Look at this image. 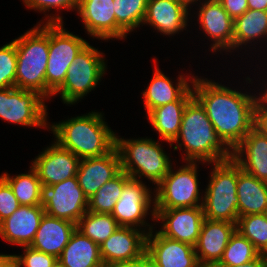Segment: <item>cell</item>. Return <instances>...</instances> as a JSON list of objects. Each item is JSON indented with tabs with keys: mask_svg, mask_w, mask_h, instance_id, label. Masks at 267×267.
Wrapping results in <instances>:
<instances>
[{
	"mask_svg": "<svg viewBox=\"0 0 267 267\" xmlns=\"http://www.w3.org/2000/svg\"><path fill=\"white\" fill-rule=\"evenodd\" d=\"M177 85L171 82L169 77L155 66L154 76L149 86L143 92L144 106L147 114L154 108L165 105L174 101H178L191 86L182 75L178 77Z\"/></svg>",
	"mask_w": 267,
	"mask_h": 267,
	"instance_id": "28",
	"label": "cell"
},
{
	"mask_svg": "<svg viewBox=\"0 0 267 267\" xmlns=\"http://www.w3.org/2000/svg\"><path fill=\"white\" fill-rule=\"evenodd\" d=\"M76 224L44 214L30 246L58 258L70 240Z\"/></svg>",
	"mask_w": 267,
	"mask_h": 267,
	"instance_id": "24",
	"label": "cell"
},
{
	"mask_svg": "<svg viewBox=\"0 0 267 267\" xmlns=\"http://www.w3.org/2000/svg\"><path fill=\"white\" fill-rule=\"evenodd\" d=\"M263 96L260 95V98L267 103V89L265 90V93L262 94Z\"/></svg>",
	"mask_w": 267,
	"mask_h": 267,
	"instance_id": "47",
	"label": "cell"
},
{
	"mask_svg": "<svg viewBox=\"0 0 267 267\" xmlns=\"http://www.w3.org/2000/svg\"><path fill=\"white\" fill-rule=\"evenodd\" d=\"M146 237V253L156 267H202L195 247L163 236L159 231L153 235L149 227Z\"/></svg>",
	"mask_w": 267,
	"mask_h": 267,
	"instance_id": "13",
	"label": "cell"
},
{
	"mask_svg": "<svg viewBox=\"0 0 267 267\" xmlns=\"http://www.w3.org/2000/svg\"><path fill=\"white\" fill-rule=\"evenodd\" d=\"M57 261L63 267H105L99 245L75 229Z\"/></svg>",
	"mask_w": 267,
	"mask_h": 267,
	"instance_id": "27",
	"label": "cell"
},
{
	"mask_svg": "<svg viewBox=\"0 0 267 267\" xmlns=\"http://www.w3.org/2000/svg\"><path fill=\"white\" fill-rule=\"evenodd\" d=\"M213 267H267V262L263 259L262 255L260 254L254 260L241 264L239 266H213Z\"/></svg>",
	"mask_w": 267,
	"mask_h": 267,
	"instance_id": "42",
	"label": "cell"
},
{
	"mask_svg": "<svg viewBox=\"0 0 267 267\" xmlns=\"http://www.w3.org/2000/svg\"><path fill=\"white\" fill-rule=\"evenodd\" d=\"M261 37L267 38V11L248 9L234 20L233 50Z\"/></svg>",
	"mask_w": 267,
	"mask_h": 267,
	"instance_id": "29",
	"label": "cell"
},
{
	"mask_svg": "<svg viewBox=\"0 0 267 267\" xmlns=\"http://www.w3.org/2000/svg\"><path fill=\"white\" fill-rule=\"evenodd\" d=\"M77 5H79L83 0H73Z\"/></svg>",
	"mask_w": 267,
	"mask_h": 267,
	"instance_id": "51",
	"label": "cell"
},
{
	"mask_svg": "<svg viewBox=\"0 0 267 267\" xmlns=\"http://www.w3.org/2000/svg\"><path fill=\"white\" fill-rule=\"evenodd\" d=\"M193 97V89L190 88L178 101L158 106L147 114L160 138L169 142L170 146L178 136L185 106Z\"/></svg>",
	"mask_w": 267,
	"mask_h": 267,
	"instance_id": "25",
	"label": "cell"
},
{
	"mask_svg": "<svg viewBox=\"0 0 267 267\" xmlns=\"http://www.w3.org/2000/svg\"><path fill=\"white\" fill-rule=\"evenodd\" d=\"M254 128L267 136V103L260 97L254 107Z\"/></svg>",
	"mask_w": 267,
	"mask_h": 267,
	"instance_id": "40",
	"label": "cell"
},
{
	"mask_svg": "<svg viewBox=\"0 0 267 267\" xmlns=\"http://www.w3.org/2000/svg\"><path fill=\"white\" fill-rule=\"evenodd\" d=\"M181 1L185 2L187 5H190L194 3L195 1H199V0H181Z\"/></svg>",
	"mask_w": 267,
	"mask_h": 267,
	"instance_id": "49",
	"label": "cell"
},
{
	"mask_svg": "<svg viewBox=\"0 0 267 267\" xmlns=\"http://www.w3.org/2000/svg\"><path fill=\"white\" fill-rule=\"evenodd\" d=\"M235 231L236 223L205 218L195 245L199 264L202 267L216 265Z\"/></svg>",
	"mask_w": 267,
	"mask_h": 267,
	"instance_id": "18",
	"label": "cell"
},
{
	"mask_svg": "<svg viewBox=\"0 0 267 267\" xmlns=\"http://www.w3.org/2000/svg\"><path fill=\"white\" fill-rule=\"evenodd\" d=\"M261 253L237 230L231 236L222 258L214 266H239L257 258Z\"/></svg>",
	"mask_w": 267,
	"mask_h": 267,
	"instance_id": "33",
	"label": "cell"
},
{
	"mask_svg": "<svg viewBox=\"0 0 267 267\" xmlns=\"http://www.w3.org/2000/svg\"><path fill=\"white\" fill-rule=\"evenodd\" d=\"M53 267H63V266L59 262H56V264H54Z\"/></svg>",
	"mask_w": 267,
	"mask_h": 267,
	"instance_id": "50",
	"label": "cell"
},
{
	"mask_svg": "<svg viewBox=\"0 0 267 267\" xmlns=\"http://www.w3.org/2000/svg\"><path fill=\"white\" fill-rule=\"evenodd\" d=\"M0 267H14L13 255L0 254Z\"/></svg>",
	"mask_w": 267,
	"mask_h": 267,
	"instance_id": "45",
	"label": "cell"
},
{
	"mask_svg": "<svg viewBox=\"0 0 267 267\" xmlns=\"http://www.w3.org/2000/svg\"><path fill=\"white\" fill-rule=\"evenodd\" d=\"M228 15L235 20L248 10L247 0H218Z\"/></svg>",
	"mask_w": 267,
	"mask_h": 267,
	"instance_id": "41",
	"label": "cell"
},
{
	"mask_svg": "<svg viewBox=\"0 0 267 267\" xmlns=\"http://www.w3.org/2000/svg\"><path fill=\"white\" fill-rule=\"evenodd\" d=\"M19 206L11 187L0 176V222L9 217Z\"/></svg>",
	"mask_w": 267,
	"mask_h": 267,
	"instance_id": "38",
	"label": "cell"
},
{
	"mask_svg": "<svg viewBox=\"0 0 267 267\" xmlns=\"http://www.w3.org/2000/svg\"><path fill=\"white\" fill-rule=\"evenodd\" d=\"M146 237L147 232L144 230L128 226L118 227L99 245L104 266L142 257L146 253Z\"/></svg>",
	"mask_w": 267,
	"mask_h": 267,
	"instance_id": "16",
	"label": "cell"
},
{
	"mask_svg": "<svg viewBox=\"0 0 267 267\" xmlns=\"http://www.w3.org/2000/svg\"><path fill=\"white\" fill-rule=\"evenodd\" d=\"M23 255H13L14 267H53L57 258L53 255L40 252L31 246H22Z\"/></svg>",
	"mask_w": 267,
	"mask_h": 267,
	"instance_id": "37",
	"label": "cell"
},
{
	"mask_svg": "<svg viewBox=\"0 0 267 267\" xmlns=\"http://www.w3.org/2000/svg\"><path fill=\"white\" fill-rule=\"evenodd\" d=\"M192 78L194 97L205 108L217 136L232 151L254 127L258 96L243 94L208 79L193 75Z\"/></svg>",
	"mask_w": 267,
	"mask_h": 267,
	"instance_id": "1",
	"label": "cell"
},
{
	"mask_svg": "<svg viewBox=\"0 0 267 267\" xmlns=\"http://www.w3.org/2000/svg\"><path fill=\"white\" fill-rule=\"evenodd\" d=\"M105 70L103 54L88 43L76 55L68 67L63 84L53 95L60 93L64 103L74 104L98 85Z\"/></svg>",
	"mask_w": 267,
	"mask_h": 267,
	"instance_id": "8",
	"label": "cell"
},
{
	"mask_svg": "<svg viewBox=\"0 0 267 267\" xmlns=\"http://www.w3.org/2000/svg\"><path fill=\"white\" fill-rule=\"evenodd\" d=\"M120 171V157L114 147L103 156L81 159L76 177L84 195L89 199Z\"/></svg>",
	"mask_w": 267,
	"mask_h": 267,
	"instance_id": "19",
	"label": "cell"
},
{
	"mask_svg": "<svg viewBox=\"0 0 267 267\" xmlns=\"http://www.w3.org/2000/svg\"><path fill=\"white\" fill-rule=\"evenodd\" d=\"M123 170L106 182L88 199V211L111 214L120 198L124 184L130 179Z\"/></svg>",
	"mask_w": 267,
	"mask_h": 267,
	"instance_id": "32",
	"label": "cell"
},
{
	"mask_svg": "<svg viewBox=\"0 0 267 267\" xmlns=\"http://www.w3.org/2000/svg\"><path fill=\"white\" fill-rule=\"evenodd\" d=\"M42 206L46 214L77 224L88 211V198L84 195L75 176L45 187Z\"/></svg>",
	"mask_w": 267,
	"mask_h": 267,
	"instance_id": "11",
	"label": "cell"
},
{
	"mask_svg": "<svg viewBox=\"0 0 267 267\" xmlns=\"http://www.w3.org/2000/svg\"><path fill=\"white\" fill-rule=\"evenodd\" d=\"M210 177L202 197L204 217L209 220L237 223L238 163L233 158L214 163Z\"/></svg>",
	"mask_w": 267,
	"mask_h": 267,
	"instance_id": "6",
	"label": "cell"
},
{
	"mask_svg": "<svg viewBox=\"0 0 267 267\" xmlns=\"http://www.w3.org/2000/svg\"><path fill=\"white\" fill-rule=\"evenodd\" d=\"M153 211L154 220L164 221L162 229L159 231L163 236L195 247L205 219L202 207Z\"/></svg>",
	"mask_w": 267,
	"mask_h": 267,
	"instance_id": "12",
	"label": "cell"
},
{
	"mask_svg": "<svg viewBox=\"0 0 267 267\" xmlns=\"http://www.w3.org/2000/svg\"><path fill=\"white\" fill-rule=\"evenodd\" d=\"M136 267H156L154 262L145 253L142 257L136 258Z\"/></svg>",
	"mask_w": 267,
	"mask_h": 267,
	"instance_id": "44",
	"label": "cell"
},
{
	"mask_svg": "<svg viewBox=\"0 0 267 267\" xmlns=\"http://www.w3.org/2000/svg\"><path fill=\"white\" fill-rule=\"evenodd\" d=\"M173 143H178L173 146L174 150L184 145L187 162L199 160L211 164L232 158V151L217 136L205 108L195 97L185 106L178 136L171 145Z\"/></svg>",
	"mask_w": 267,
	"mask_h": 267,
	"instance_id": "2",
	"label": "cell"
},
{
	"mask_svg": "<svg viewBox=\"0 0 267 267\" xmlns=\"http://www.w3.org/2000/svg\"><path fill=\"white\" fill-rule=\"evenodd\" d=\"M29 172L15 177L4 173L1 177L9 184L20 205H42L44 188L39 180L36 169L32 165Z\"/></svg>",
	"mask_w": 267,
	"mask_h": 267,
	"instance_id": "30",
	"label": "cell"
},
{
	"mask_svg": "<svg viewBox=\"0 0 267 267\" xmlns=\"http://www.w3.org/2000/svg\"><path fill=\"white\" fill-rule=\"evenodd\" d=\"M247 1L249 9L267 11V0H247Z\"/></svg>",
	"mask_w": 267,
	"mask_h": 267,
	"instance_id": "43",
	"label": "cell"
},
{
	"mask_svg": "<svg viewBox=\"0 0 267 267\" xmlns=\"http://www.w3.org/2000/svg\"><path fill=\"white\" fill-rule=\"evenodd\" d=\"M116 24L126 33L143 23L148 0H113Z\"/></svg>",
	"mask_w": 267,
	"mask_h": 267,
	"instance_id": "34",
	"label": "cell"
},
{
	"mask_svg": "<svg viewBox=\"0 0 267 267\" xmlns=\"http://www.w3.org/2000/svg\"><path fill=\"white\" fill-rule=\"evenodd\" d=\"M44 214L42 205H20L9 217L0 222L1 238L20 247L30 246Z\"/></svg>",
	"mask_w": 267,
	"mask_h": 267,
	"instance_id": "20",
	"label": "cell"
},
{
	"mask_svg": "<svg viewBox=\"0 0 267 267\" xmlns=\"http://www.w3.org/2000/svg\"><path fill=\"white\" fill-rule=\"evenodd\" d=\"M196 162L188 161L177 171L170 169L167 175L157 185L152 206L153 210H165L172 208L202 207L198 189V173Z\"/></svg>",
	"mask_w": 267,
	"mask_h": 267,
	"instance_id": "9",
	"label": "cell"
},
{
	"mask_svg": "<svg viewBox=\"0 0 267 267\" xmlns=\"http://www.w3.org/2000/svg\"><path fill=\"white\" fill-rule=\"evenodd\" d=\"M201 5L198 19L201 28L214 42L212 52L217 49L233 50L234 20L218 0H205Z\"/></svg>",
	"mask_w": 267,
	"mask_h": 267,
	"instance_id": "21",
	"label": "cell"
},
{
	"mask_svg": "<svg viewBox=\"0 0 267 267\" xmlns=\"http://www.w3.org/2000/svg\"><path fill=\"white\" fill-rule=\"evenodd\" d=\"M45 98L37 91L0 89V118L24 126L47 127Z\"/></svg>",
	"mask_w": 267,
	"mask_h": 267,
	"instance_id": "10",
	"label": "cell"
},
{
	"mask_svg": "<svg viewBox=\"0 0 267 267\" xmlns=\"http://www.w3.org/2000/svg\"><path fill=\"white\" fill-rule=\"evenodd\" d=\"M105 267H136V259L128 260V261H120L109 264Z\"/></svg>",
	"mask_w": 267,
	"mask_h": 267,
	"instance_id": "46",
	"label": "cell"
},
{
	"mask_svg": "<svg viewBox=\"0 0 267 267\" xmlns=\"http://www.w3.org/2000/svg\"><path fill=\"white\" fill-rule=\"evenodd\" d=\"M149 188L141 180L130 178L125 184L122 194L116 202L111 215L120 226L140 229L148 210L151 209L152 195Z\"/></svg>",
	"mask_w": 267,
	"mask_h": 267,
	"instance_id": "14",
	"label": "cell"
},
{
	"mask_svg": "<svg viewBox=\"0 0 267 267\" xmlns=\"http://www.w3.org/2000/svg\"><path fill=\"white\" fill-rule=\"evenodd\" d=\"M263 259L267 262V247L264 249V251L261 253Z\"/></svg>",
	"mask_w": 267,
	"mask_h": 267,
	"instance_id": "48",
	"label": "cell"
},
{
	"mask_svg": "<svg viewBox=\"0 0 267 267\" xmlns=\"http://www.w3.org/2000/svg\"><path fill=\"white\" fill-rule=\"evenodd\" d=\"M115 137V148L120 157L121 170L129 177L140 180L145 176L158 185L172 168L169 157L160 143L148 138L122 139Z\"/></svg>",
	"mask_w": 267,
	"mask_h": 267,
	"instance_id": "5",
	"label": "cell"
},
{
	"mask_svg": "<svg viewBox=\"0 0 267 267\" xmlns=\"http://www.w3.org/2000/svg\"><path fill=\"white\" fill-rule=\"evenodd\" d=\"M17 51L14 40L0 48V89L15 87Z\"/></svg>",
	"mask_w": 267,
	"mask_h": 267,
	"instance_id": "36",
	"label": "cell"
},
{
	"mask_svg": "<svg viewBox=\"0 0 267 267\" xmlns=\"http://www.w3.org/2000/svg\"><path fill=\"white\" fill-rule=\"evenodd\" d=\"M113 0H83L77 12L82 18L88 34L108 40L123 39L126 33L116 24Z\"/></svg>",
	"mask_w": 267,
	"mask_h": 267,
	"instance_id": "17",
	"label": "cell"
},
{
	"mask_svg": "<svg viewBox=\"0 0 267 267\" xmlns=\"http://www.w3.org/2000/svg\"><path fill=\"white\" fill-rule=\"evenodd\" d=\"M23 2L27 7L41 12L49 11L51 8L78 9V5L73 0H23Z\"/></svg>",
	"mask_w": 267,
	"mask_h": 267,
	"instance_id": "39",
	"label": "cell"
},
{
	"mask_svg": "<svg viewBox=\"0 0 267 267\" xmlns=\"http://www.w3.org/2000/svg\"><path fill=\"white\" fill-rule=\"evenodd\" d=\"M237 197L239 217L267 213V182L247 173L239 164Z\"/></svg>",
	"mask_w": 267,
	"mask_h": 267,
	"instance_id": "26",
	"label": "cell"
},
{
	"mask_svg": "<svg viewBox=\"0 0 267 267\" xmlns=\"http://www.w3.org/2000/svg\"><path fill=\"white\" fill-rule=\"evenodd\" d=\"M81 159L56 141L42 151L32 166L38 173L43 188L75 177Z\"/></svg>",
	"mask_w": 267,
	"mask_h": 267,
	"instance_id": "15",
	"label": "cell"
},
{
	"mask_svg": "<svg viewBox=\"0 0 267 267\" xmlns=\"http://www.w3.org/2000/svg\"><path fill=\"white\" fill-rule=\"evenodd\" d=\"M55 16V17H54ZM48 16L49 54L46 68V98L63 84L68 67L76 55L88 44L83 38L63 28L61 16Z\"/></svg>",
	"mask_w": 267,
	"mask_h": 267,
	"instance_id": "7",
	"label": "cell"
},
{
	"mask_svg": "<svg viewBox=\"0 0 267 267\" xmlns=\"http://www.w3.org/2000/svg\"><path fill=\"white\" fill-rule=\"evenodd\" d=\"M102 113L70 118L53 124L50 129L56 142L80 159L103 156L115 147L116 134L103 120Z\"/></svg>",
	"mask_w": 267,
	"mask_h": 267,
	"instance_id": "3",
	"label": "cell"
},
{
	"mask_svg": "<svg viewBox=\"0 0 267 267\" xmlns=\"http://www.w3.org/2000/svg\"><path fill=\"white\" fill-rule=\"evenodd\" d=\"M37 25L14 39L17 51L15 87L37 91L46 99L49 23Z\"/></svg>",
	"mask_w": 267,
	"mask_h": 267,
	"instance_id": "4",
	"label": "cell"
},
{
	"mask_svg": "<svg viewBox=\"0 0 267 267\" xmlns=\"http://www.w3.org/2000/svg\"><path fill=\"white\" fill-rule=\"evenodd\" d=\"M118 227L120 225L111 214L91 211H87L76 224L77 230L98 245L103 243Z\"/></svg>",
	"mask_w": 267,
	"mask_h": 267,
	"instance_id": "31",
	"label": "cell"
},
{
	"mask_svg": "<svg viewBox=\"0 0 267 267\" xmlns=\"http://www.w3.org/2000/svg\"><path fill=\"white\" fill-rule=\"evenodd\" d=\"M232 158L244 171L267 182V136L254 127L232 150Z\"/></svg>",
	"mask_w": 267,
	"mask_h": 267,
	"instance_id": "23",
	"label": "cell"
},
{
	"mask_svg": "<svg viewBox=\"0 0 267 267\" xmlns=\"http://www.w3.org/2000/svg\"><path fill=\"white\" fill-rule=\"evenodd\" d=\"M236 230L262 253L267 247V213L240 216Z\"/></svg>",
	"mask_w": 267,
	"mask_h": 267,
	"instance_id": "35",
	"label": "cell"
},
{
	"mask_svg": "<svg viewBox=\"0 0 267 267\" xmlns=\"http://www.w3.org/2000/svg\"><path fill=\"white\" fill-rule=\"evenodd\" d=\"M188 7L181 0H148L143 24L165 35L176 34L187 26Z\"/></svg>",
	"mask_w": 267,
	"mask_h": 267,
	"instance_id": "22",
	"label": "cell"
}]
</instances>
